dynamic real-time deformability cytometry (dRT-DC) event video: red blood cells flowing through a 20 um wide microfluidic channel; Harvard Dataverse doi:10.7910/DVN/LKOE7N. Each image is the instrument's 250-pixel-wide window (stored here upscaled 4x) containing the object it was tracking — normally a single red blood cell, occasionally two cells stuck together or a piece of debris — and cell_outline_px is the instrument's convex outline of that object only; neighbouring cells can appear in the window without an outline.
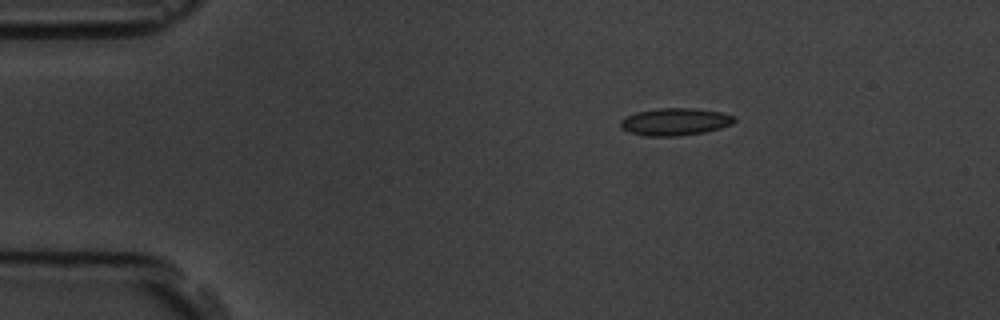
{"species": "common noctule bat (a hibernating species)", "species_latin": "Nyctalus noctula", "temperature_condition": "room temperature", "stored_images_in_passage": 3, "camera_frame_rate_fps": 3000, "um_per_image_px": 0.085, "animal": {"sex": "male", "body_mass_g": 19.5, "forearm_length_mm": 54.6}, "frame": {"image": 1, "passage_image": 1, "time_ms": 0.0, "image_size_px": [1000, 320], "cell_outline_px": [[736, 120], [732, 124], [720, 128], [704, 132], [676, 136], [648, 136], [628, 132], [620, 128], [620, 120], [636, 112], [660, 108], [692, 108], [720, 112], [736, 116]], "centroid_in_image_um": [57.38, 10.35], "position_along_channel_um": 27.6, "area_um2": 18.09}}